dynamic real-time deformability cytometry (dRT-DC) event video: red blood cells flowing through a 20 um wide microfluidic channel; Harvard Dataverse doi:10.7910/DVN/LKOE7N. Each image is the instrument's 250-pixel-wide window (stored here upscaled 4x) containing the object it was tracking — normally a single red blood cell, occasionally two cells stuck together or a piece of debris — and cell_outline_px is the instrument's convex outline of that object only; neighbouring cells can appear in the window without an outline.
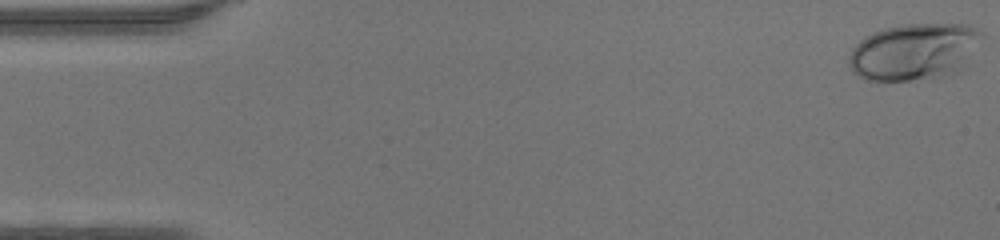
{"species": "human", "species_latin": "Homo sapiens", "temperature_condition": "warm", "stored_images_in_passage": 47, "camera_frame_rate_fps": 3000, "um_per_image_px": 0.085, "donor": {"sex": "male"}, "frame": {"image": 1, "passage_image": 1, "time_ms": 0.0, "image_size_px": [1000, 240], "cell_outline_px": [[984, 36], [968, 68], [960, 72], [932, 80], [864, 80], [852, 72], [848, 64], [848, 56], [852, 48], [864, 36], [872, 32], [884, 28], [904, 24], [968, 24], [984, 32]], "centroid_in_image_um": [77.79, 4.41], "position_along_channel_um": 7.2, "area_um2": 45.49}}
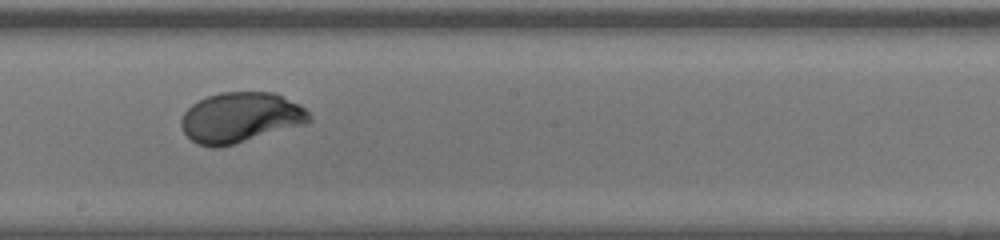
{"frame": {"image": 2, "passage_image": 26, "time_ms": 8.333, "image_size_px": [1000, 240], "cell_outline_px": [[312, 120], [304, 124], [232, 144], [216, 148], [212, 148], [196, 144], [184, 132], [180, 124], [180, 120], [184, 112], [192, 104], [208, 96], [220, 92], [272, 92], [300, 104], [312, 116]], "centroid_in_image_um": [20.42, 9.98], "position_along_channel_um": 227.8, "area_um2": 37.22}}
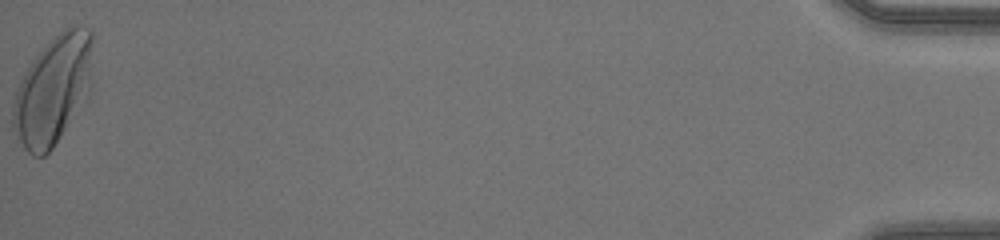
{"frame": {"image": 3, "passage_image": 47, "time_ms": 15.333, "image_size_px": [1000, 240], "cell_outline_px": [[92, 88], [88, 96], [52, 148], [44, 156], [32, 156], [24, 148], [16, 136], [12, 128], [12, 104], [20, 80], [36, 56], [68, 24], [72, 24], [88, 28], [92, 32]], "centroid_in_image_um": [4.53, 7.64], "position_along_channel_um": 430.7, "area_um2": 50.52}}